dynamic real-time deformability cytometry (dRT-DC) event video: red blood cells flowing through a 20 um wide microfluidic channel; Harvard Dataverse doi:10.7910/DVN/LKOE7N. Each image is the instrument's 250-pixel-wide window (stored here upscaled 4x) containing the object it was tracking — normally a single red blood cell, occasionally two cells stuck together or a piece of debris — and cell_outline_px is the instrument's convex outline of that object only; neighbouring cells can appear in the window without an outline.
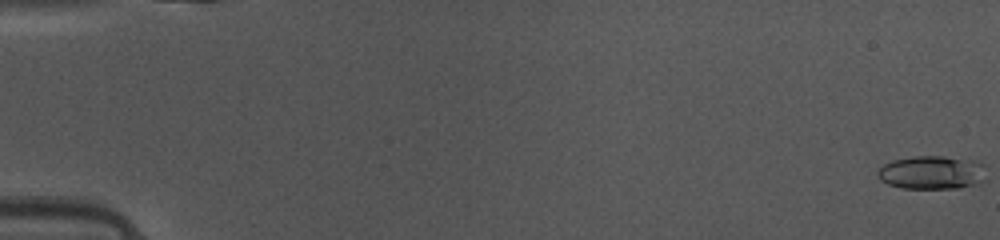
{"species": "common noctule bat (a hibernating species)", "species_latin": "Nyctalus noctula", "temperature_condition": "warm", "stored_images_in_passage": 16, "camera_frame_rate_fps": 3000, "um_per_image_px": 0.085, "animal": {"sex": "female", "body_mass_g": 10.0, "forearm_length_mm": 53.1}, "frame": {"image": 1, "passage_image": 1, "time_ms": 0.0, "image_size_px": [1000, 240], "cell_outline_px": [[984, 180], [980, 184], [960, 188], [900, 188], [888, 184], [880, 180], [876, 176], [876, 172], [884, 164], [892, 160], [916, 156], [944, 156], [976, 160], [984, 164]], "centroid_in_image_um": [79.22, 14.66], "position_along_channel_um": 5.8, "area_um2": 21.5}}